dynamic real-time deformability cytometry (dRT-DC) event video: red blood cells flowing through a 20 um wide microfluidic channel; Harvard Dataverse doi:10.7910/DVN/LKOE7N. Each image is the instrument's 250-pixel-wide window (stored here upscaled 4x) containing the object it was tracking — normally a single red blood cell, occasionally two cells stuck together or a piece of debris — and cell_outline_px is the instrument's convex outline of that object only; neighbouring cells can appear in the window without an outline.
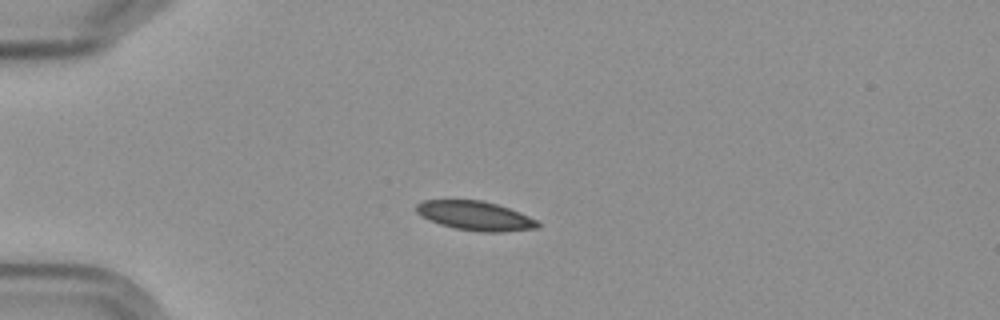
{"species": "Egyptian fruit bat (a non-hibernating species)", "species_latin": "Rousettus aegyptiacus", "temperature_condition": "cold", "stored_images_in_passage": 4, "camera_frame_rate_fps": 3000, "um_per_image_px": 0.085, "frame": {"image": 1, "passage_image": 3, "time_ms": 3.333, "image_size_px": [1000, 320], "cell_outline_px": [[540, 228], [500, 232], [484, 232], [456, 228], [440, 224], [428, 220], [416, 212], [416, 204], [424, 200], [484, 200], [520, 212], [536, 220], [540, 224]], "centroid_in_image_um": [40.4, 18.34], "position_along_channel_um": 44.6, "area_um2": 20.58}}